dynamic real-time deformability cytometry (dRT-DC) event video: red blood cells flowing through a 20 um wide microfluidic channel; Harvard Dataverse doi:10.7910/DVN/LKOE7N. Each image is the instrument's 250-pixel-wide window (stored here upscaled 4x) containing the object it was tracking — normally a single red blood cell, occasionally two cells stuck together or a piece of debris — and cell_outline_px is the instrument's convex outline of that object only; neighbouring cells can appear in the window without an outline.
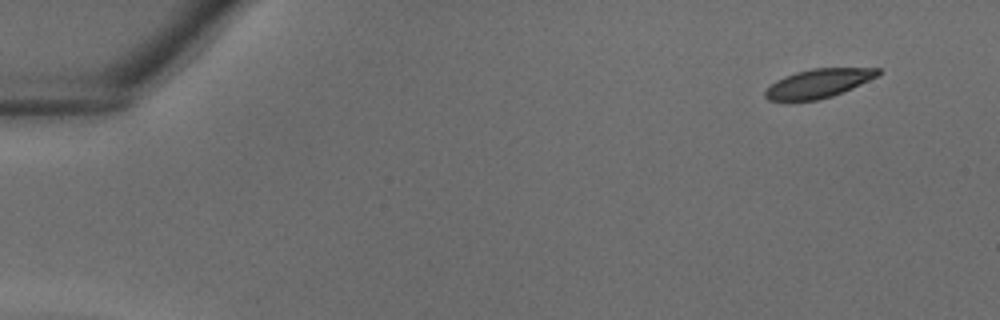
{"species": "common noctule bat (a hibernating species)", "species_latin": "Nyctalus noctula", "temperature_condition": "warm", "stored_images_in_passage": 7, "camera_frame_rate_fps": 3000, "um_per_image_px": 0.085, "animal": {"sex": "male", "body_mass_g": 18.8}, "frame": {"image": 1, "passage_image": 1, "time_ms": 0.0, "image_size_px": [1000, 320], "cell_outline_px": [[880, 72], [876, 76], [852, 88], [832, 96], [816, 100], [768, 100], [764, 96], [764, 92], [776, 80], [784, 76], [796, 72], [812, 68], [880, 68]], "centroid_in_image_um": [69.54, 7.08], "position_along_channel_um": 15.5, "area_um2": 18.61}}